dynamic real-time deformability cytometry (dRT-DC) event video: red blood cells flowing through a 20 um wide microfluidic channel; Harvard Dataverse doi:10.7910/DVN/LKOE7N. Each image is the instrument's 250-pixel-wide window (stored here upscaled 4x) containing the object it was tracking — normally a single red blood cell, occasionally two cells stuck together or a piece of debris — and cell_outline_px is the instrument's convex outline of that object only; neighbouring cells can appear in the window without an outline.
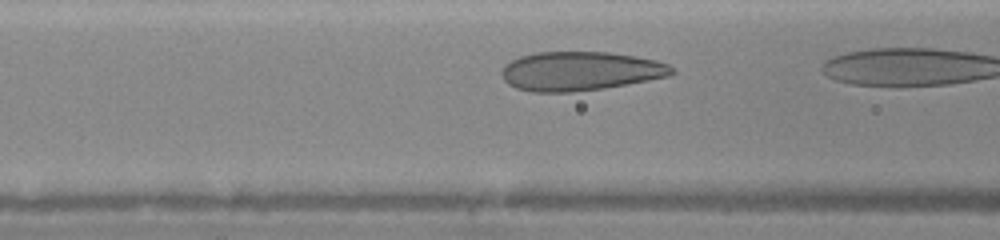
{"species": "human", "species_latin": "Homo sapiens", "temperature_condition": "warm", "stored_images_in_passage": 10, "camera_frame_rate_fps": 3000, "um_per_image_px": 0.085, "donor": {"sex": "female"}, "frame": {"image": 1, "passage_image": 5, "time_ms": 1.333, "image_size_px": [1000, 240], "cell_outline_px": [[676, 72], [668, 76], [648, 80], [604, 88], [572, 92], [532, 92], [516, 88], [508, 84], [504, 80], [500, 72], [512, 60], [520, 56], [536, 52], [608, 52], [656, 60], [668, 64]], "centroid_in_image_um": [49.3, 6.05], "position_along_channel_um": 117.3, "area_um2": 38.49}}